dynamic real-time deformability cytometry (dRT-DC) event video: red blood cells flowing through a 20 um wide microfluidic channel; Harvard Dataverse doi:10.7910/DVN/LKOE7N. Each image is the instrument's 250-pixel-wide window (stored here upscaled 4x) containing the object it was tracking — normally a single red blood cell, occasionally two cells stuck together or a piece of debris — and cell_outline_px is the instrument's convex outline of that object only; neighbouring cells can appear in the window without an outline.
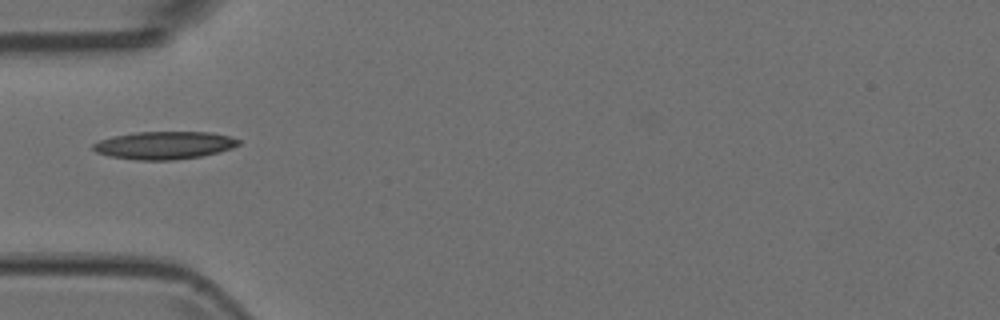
{"species": "Egyptian fruit bat (a non-hibernating species)", "species_latin": "Rousettus aegyptiacus", "temperature_condition": "room temperature", "stored_images_in_passage": 1, "camera_frame_rate_fps": 3000, "um_per_image_px": 0.085, "animal": {"sex": "female"}, "frame": {"image": 1, "passage_image": 1, "time_ms": 0.0, "image_size_px": [1000, 320], "cell_outline_px": [[240, 144], [232, 148], [220, 152], [200, 156], [172, 160], [136, 160], [108, 156], [96, 152], [92, 148], [92, 144], [100, 140], [112, 136], [136, 132], [212, 132], [228, 136], [240, 140]], "centroid_in_image_um": [13.95, 12.35], "position_along_channel_um": 71.1, "area_um2": 23.58}}